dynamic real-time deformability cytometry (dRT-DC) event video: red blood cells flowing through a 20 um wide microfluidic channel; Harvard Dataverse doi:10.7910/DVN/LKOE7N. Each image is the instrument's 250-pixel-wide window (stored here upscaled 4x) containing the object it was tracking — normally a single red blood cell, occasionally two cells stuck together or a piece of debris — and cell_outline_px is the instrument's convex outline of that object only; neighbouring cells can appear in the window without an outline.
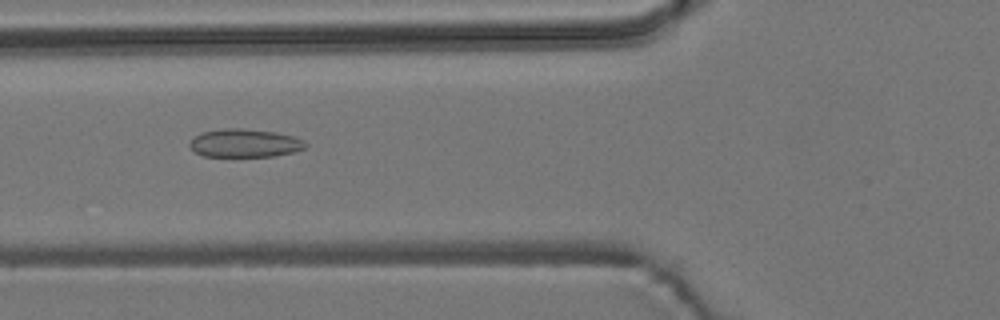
{"species": "common noctule bat (a hibernating species)", "species_latin": "Nyctalus noctula", "temperature_condition": "room temperature", "stored_images_in_passage": 6, "camera_frame_rate_fps": 3000, "um_per_image_px": 0.085, "animal": {"sex": "male", "body_mass_g": 19.2, "forearm_length_mm": 51.8}, "frame": {"image": 1, "passage_image": 6, "time_ms": 6.0, "image_size_px": [1000, 320], "cell_outline_px": [[308, 144], [304, 148], [292, 152], [272, 156], [204, 156], [196, 152], [188, 144], [196, 136], [204, 132], [224, 128], [240, 128], [276, 132], [292, 136], [304, 140]], "centroid_in_image_um": [20.82, 12.16], "position_along_channel_um": 105.0, "area_um2": 18.79}}